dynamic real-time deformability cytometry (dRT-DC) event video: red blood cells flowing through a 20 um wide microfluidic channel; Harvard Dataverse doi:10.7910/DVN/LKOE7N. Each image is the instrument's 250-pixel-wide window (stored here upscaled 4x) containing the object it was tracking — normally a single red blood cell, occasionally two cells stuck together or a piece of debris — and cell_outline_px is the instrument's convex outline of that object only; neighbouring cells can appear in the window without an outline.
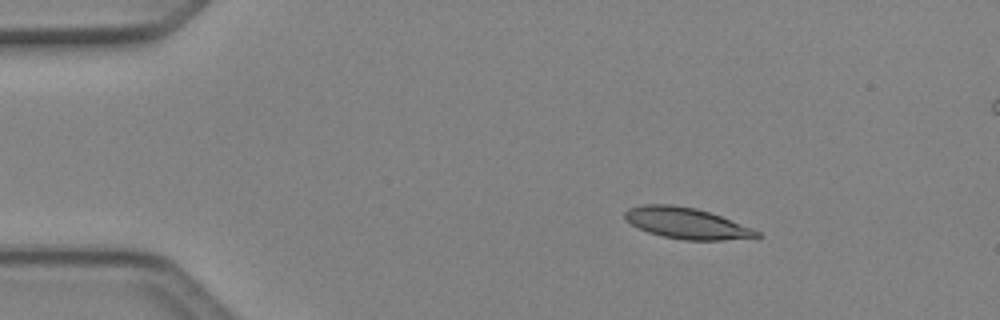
{"species": "Egyptian fruit bat (a non-hibernating species)", "species_latin": "Rousettus aegyptiacus", "temperature_condition": "cold", "stored_images_in_passage": 4, "segment_of_instrument_passage": [1, 2], "camera_frame_rate_fps": 3000, "um_per_image_px": 0.085, "animal": {"sex": "female"}, "frame": {"image": 1, "passage_image": 1, "time_ms": 0.0, "image_size_px": [1000, 320], "cell_outline_px": [[764, 236], [756, 240], [684, 240], [664, 236], [648, 232], [632, 224], [624, 216], [624, 212], [628, 208], [644, 204], [672, 204], [696, 208], [720, 216], [752, 228], [760, 232]], "centroid_in_image_um": [58.46, 18.99], "position_along_channel_um": 26.5, "area_um2": 24.1}}